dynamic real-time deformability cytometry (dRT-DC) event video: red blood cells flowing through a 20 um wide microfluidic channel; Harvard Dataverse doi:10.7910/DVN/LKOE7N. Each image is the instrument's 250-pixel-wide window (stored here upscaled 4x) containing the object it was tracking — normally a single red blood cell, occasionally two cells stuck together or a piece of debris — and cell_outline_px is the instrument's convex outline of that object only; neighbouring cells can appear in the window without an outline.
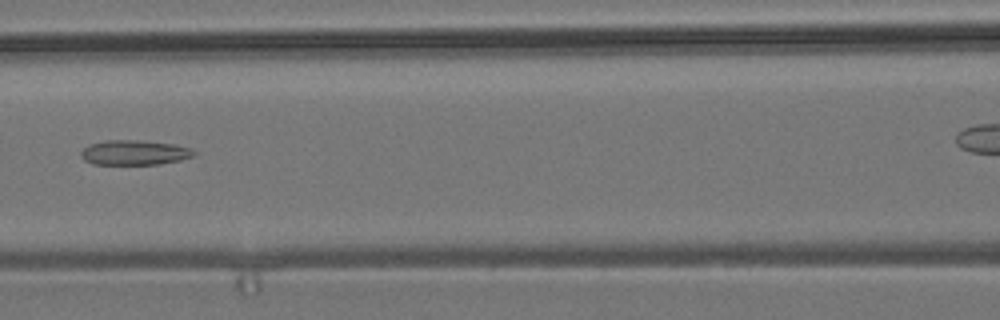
{"species": "common noctule bat (a hibernating species)", "species_latin": "Nyctalus noctula", "temperature_condition": "room temperature", "stored_images_in_passage": 7, "segment_of_instrument_passage": [1, 2], "camera_frame_rate_fps": 3000, "um_per_image_px": 0.085, "animal": {"sex": "male", "body_mass_g": 19.2, "forearm_length_mm": 51.8}, "frame": {"image": 1, "passage_image": 6, "time_ms": 6.667, "image_size_px": [1000, 320], "cell_outline_px": [[196, 152], [192, 156], [180, 160], [160, 164], [92, 164], [84, 160], [80, 156], [80, 152], [88, 144], [108, 140], [136, 140], [172, 144], [192, 148]], "centroid_in_image_um": [11.39, 12.97], "position_along_channel_um": 155.2, "area_um2": 16.3}}